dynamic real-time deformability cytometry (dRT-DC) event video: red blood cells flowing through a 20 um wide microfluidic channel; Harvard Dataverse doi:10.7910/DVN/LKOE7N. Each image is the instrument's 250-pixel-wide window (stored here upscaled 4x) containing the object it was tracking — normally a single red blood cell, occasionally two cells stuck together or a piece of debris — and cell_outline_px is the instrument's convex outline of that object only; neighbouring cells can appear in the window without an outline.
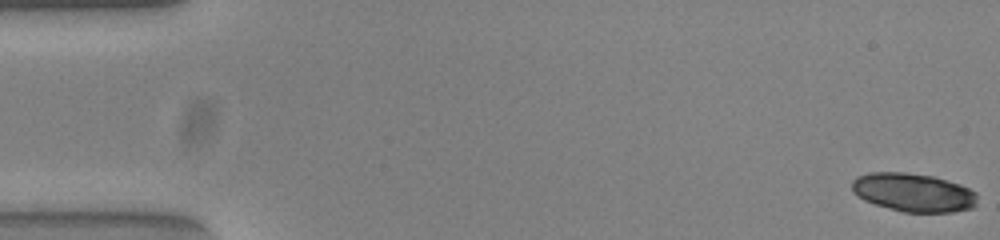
{"species": "common noctule bat (a hibernating species)", "species_latin": "Nyctalus noctula", "temperature_condition": "warm", "stored_images_in_passage": 17, "camera_frame_rate_fps": 3000, "um_per_image_px": 0.085, "animal": {"sex": "female", "body_mass_g": 23.0, "forearm_length_mm": 53.4}, "frame": {"image": 1, "passage_image": 1, "time_ms": 0.0, "image_size_px": [1000, 240], "cell_outline_px": [[976, 204], [972, 208], [952, 212], [904, 212], [876, 204], [864, 200], [856, 196], [852, 192], [852, 180], [856, 176], [868, 172], [904, 172], [932, 176], [960, 184], [976, 192]], "centroid_in_image_um": [77.6, 16.35], "position_along_channel_um": 7.4, "area_um2": 28.15}}